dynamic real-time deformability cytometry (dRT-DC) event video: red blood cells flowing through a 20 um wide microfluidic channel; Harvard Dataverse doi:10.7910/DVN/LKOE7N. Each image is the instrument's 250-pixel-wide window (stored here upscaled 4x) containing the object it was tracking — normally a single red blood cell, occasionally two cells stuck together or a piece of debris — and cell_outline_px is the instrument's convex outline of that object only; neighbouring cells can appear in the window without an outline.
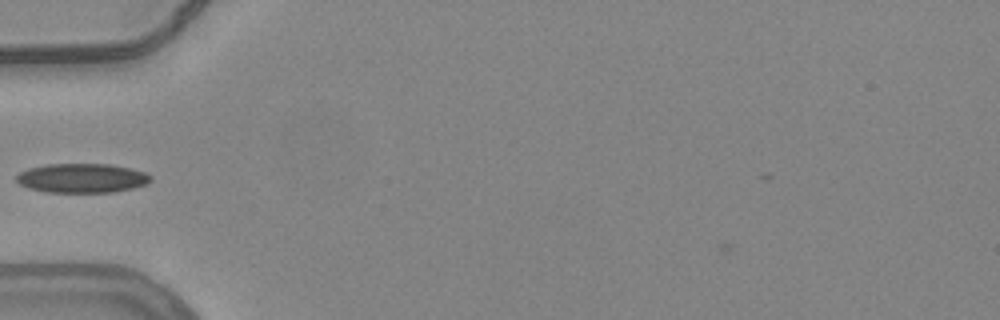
{"species": "common noctule bat (a hibernating species)", "species_latin": "Nyctalus noctula", "temperature_condition": "warm", "stored_images_in_passage": 22, "camera_frame_rate_fps": 3000, "um_per_image_px": 0.085, "animal": {"sex": "female", "body_mass_g": 24.6, "forearm_length_mm": 56.2}, "frame": {"image": 1, "passage_image": 1, "time_ms": 0.0, "image_size_px": [1000, 320], "cell_outline_px": [[152, 180], [148, 184], [132, 188], [112, 192], [48, 192], [28, 188], [20, 184], [16, 180], [16, 176], [20, 172], [28, 168], [48, 164], [108, 164], [128, 168], [144, 172], [152, 176]], "centroid_in_image_um": [6.97, 15.14], "position_along_channel_um": 78.0, "area_um2": 22.83}}
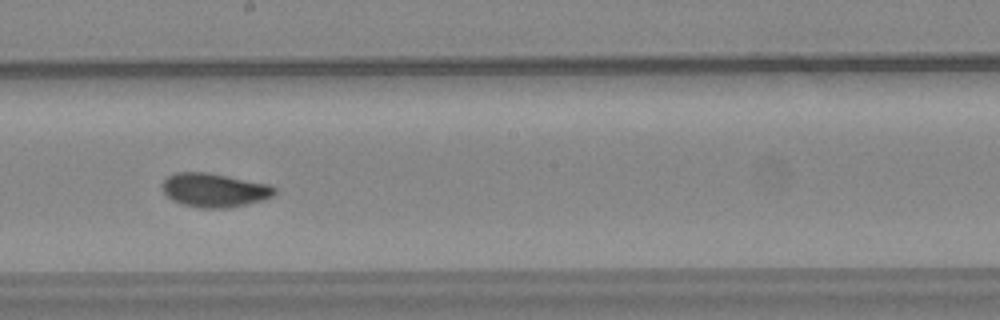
{"frame": {"image": 2, "passage_image": 13, "time_ms": 4.0, "image_size_px": [1000, 320], "cell_outline_px": [[276, 192], [272, 196], [260, 200], [228, 208], [200, 208], [180, 204], [172, 200], [164, 192], [160, 184], [168, 176], [176, 172], [208, 172], [268, 184], [276, 188]], "centroid_in_image_um": [18.17, 16.15], "position_along_channel_um": 230.0, "area_um2": 22.08}}